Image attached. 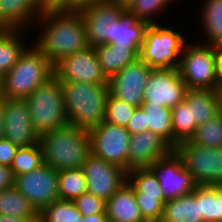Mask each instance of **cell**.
Wrapping results in <instances>:
<instances>
[{"label": "cell", "instance_id": "obj_23", "mask_svg": "<svg viewBox=\"0 0 222 222\" xmlns=\"http://www.w3.org/2000/svg\"><path fill=\"white\" fill-rule=\"evenodd\" d=\"M94 50L108 79L139 58L133 49L115 43L99 45L94 47Z\"/></svg>", "mask_w": 222, "mask_h": 222}, {"label": "cell", "instance_id": "obj_32", "mask_svg": "<svg viewBox=\"0 0 222 222\" xmlns=\"http://www.w3.org/2000/svg\"><path fill=\"white\" fill-rule=\"evenodd\" d=\"M43 222H81L83 215L71 200L57 199L39 212Z\"/></svg>", "mask_w": 222, "mask_h": 222}, {"label": "cell", "instance_id": "obj_1", "mask_svg": "<svg viewBox=\"0 0 222 222\" xmlns=\"http://www.w3.org/2000/svg\"><path fill=\"white\" fill-rule=\"evenodd\" d=\"M36 24L41 31L32 42L53 65L70 54L90 47L80 11L41 14Z\"/></svg>", "mask_w": 222, "mask_h": 222}, {"label": "cell", "instance_id": "obj_47", "mask_svg": "<svg viewBox=\"0 0 222 222\" xmlns=\"http://www.w3.org/2000/svg\"><path fill=\"white\" fill-rule=\"evenodd\" d=\"M0 222H29V220L20 216L0 214Z\"/></svg>", "mask_w": 222, "mask_h": 222}, {"label": "cell", "instance_id": "obj_27", "mask_svg": "<svg viewBox=\"0 0 222 222\" xmlns=\"http://www.w3.org/2000/svg\"><path fill=\"white\" fill-rule=\"evenodd\" d=\"M146 115L148 130L158 134L173 148V128L171 108L143 103L141 105Z\"/></svg>", "mask_w": 222, "mask_h": 222}, {"label": "cell", "instance_id": "obj_35", "mask_svg": "<svg viewBox=\"0 0 222 222\" xmlns=\"http://www.w3.org/2000/svg\"><path fill=\"white\" fill-rule=\"evenodd\" d=\"M172 3L171 0H134L127 9L134 14L139 21L146 22L148 25H155L160 24L158 23L157 15H161L165 10L167 11Z\"/></svg>", "mask_w": 222, "mask_h": 222}, {"label": "cell", "instance_id": "obj_52", "mask_svg": "<svg viewBox=\"0 0 222 222\" xmlns=\"http://www.w3.org/2000/svg\"><path fill=\"white\" fill-rule=\"evenodd\" d=\"M29 222H43L42 219L38 216L36 219L31 220Z\"/></svg>", "mask_w": 222, "mask_h": 222}, {"label": "cell", "instance_id": "obj_45", "mask_svg": "<svg viewBox=\"0 0 222 222\" xmlns=\"http://www.w3.org/2000/svg\"><path fill=\"white\" fill-rule=\"evenodd\" d=\"M111 0H74V11H81L87 7L99 3H107Z\"/></svg>", "mask_w": 222, "mask_h": 222}, {"label": "cell", "instance_id": "obj_22", "mask_svg": "<svg viewBox=\"0 0 222 222\" xmlns=\"http://www.w3.org/2000/svg\"><path fill=\"white\" fill-rule=\"evenodd\" d=\"M184 101L191 108L192 122L204 124L222 111V91L190 89Z\"/></svg>", "mask_w": 222, "mask_h": 222}, {"label": "cell", "instance_id": "obj_30", "mask_svg": "<svg viewBox=\"0 0 222 222\" xmlns=\"http://www.w3.org/2000/svg\"><path fill=\"white\" fill-rule=\"evenodd\" d=\"M192 194L199 200L202 220L222 222V195L215 186H197Z\"/></svg>", "mask_w": 222, "mask_h": 222}, {"label": "cell", "instance_id": "obj_29", "mask_svg": "<svg viewBox=\"0 0 222 222\" xmlns=\"http://www.w3.org/2000/svg\"><path fill=\"white\" fill-rule=\"evenodd\" d=\"M171 122L173 128V149L179 143L190 140L197 130V125L192 122L191 108L185 101L171 109Z\"/></svg>", "mask_w": 222, "mask_h": 222}, {"label": "cell", "instance_id": "obj_50", "mask_svg": "<svg viewBox=\"0 0 222 222\" xmlns=\"http://www.w3.org/2000/svg\"><path fill=\"white\" fill-rule=\"evenodd\" d=\"M3 99V96H2V77L0 76V100Z\"/></svg>", "mask_w": 222, "mask_h": 222}, {"label": "cell", "instance_id": "obj_49", "mask_svg": "<svg viewBox=\"0 0 222 222\" xmlns=\"http://www.w3.org/2000/svg\"><path fill=\"white\" fill-rule=\"evenodd\" d=\"M114 1L122 5L124 8H127L134 0H114Z\"/></svg>", "mask_w": 222, "mask_h": 222}, {"label": "cell", "instance_id": "obj_36", "mask_svg": "<svg viewBox=\"0 0 222 222\" xmlns=\"http://www.w3.org/2000/svg\"><path fill=\"white\" fill-rule=\"evenodd\" d=\"M127 181L134 192L150 196H163L160 183L150 168H136L127 172Z\"/></svg>", "mask_w": 222, "mask_h": 222}, {"label": "cell", "instance_id": "obj_7", "mask_svg": "<svg viewBox=\"0 0 222 222\" xmlns=\"http://www.w3.org/2000/svg\"><path fill=\"white\" fill-rule=\"evenodd\" d=\"M178 70L190 89L221 91L216 79L215 47L187 42L179 59Z\"/></svg>", "mask_w": 222, "mask_h": 222}, {"label": "cell", "instance_id": "obj_9", "mask_svg": "<svg viewBox=\"0 0 222 222\" xmlns=\"http://www.w3.org/2000/svg\"><path fill=\"white\" fill-rule=\"evenodd\" d=\"M149 168L160 183V190L166 201L190 194L198 186L175 149L154 161Z\"/></svg>", "mask_w": 222, "mask_h": 222}, {"label": "cell", "instance_id": "obj_41", "mask_svg": "<svg viewBox=\"0 0 222 222\" xmlns=\"http://www.w3.org/2000/svg\"><path fill=\"white\" fill-rule=\"evenodd\" d=\"M126 130L130 135L148 130V126H146V115L142 107H136L126 126Z\"/></svg>", "mask_w": 222, "mask_h": 222}, {"label": "cell", "instance_id": "obj_34", "mask_svg": "<svg viewBox=\"0 0 222 222\" xmlns=\"http://www.w3.org/2000/svg\"><path fill=\"white\" fill-rule=\"evenodd\" d=\"M44 164L43 153L39 143L28 147H20L14 156L10 168L14 176H19L36 170Z\"/></svg>", "mask_w": 222, "mask_h": 222}, {"label": "cell", "instance_id": "obj_8", "mask_svg": "<svg viewBox=\"0 0 222 222\" xmlns=\"http://www.w3.org/2000/svg\"><path fill=\"white\" fill-rule=\"evenodd\" d=\"M175 150L198 186L222 184V148L197 146L188 140Z\"/></svg>", "mask_w": 222, "mask_h": 222}, {"label": "cell", "instance_id": "obj_21", "mask_svg": "<svg viewBox=\"0 0 222 222\" xmlns=\"http://www.w3.org/2000/svg\"><path fill=\"white\" fill-rule=\"evenodd\" d=\"M106 213L109 222H146L128 181L106 201Z\"/></svg>", "mask_w": 222, "mask_h": 222}, {"label": "cell", "instance_id": "obj_16", "mask_svg": "<svg viewBox=\"0 0 222 222\" xmlns=\"http://www.w3.org/2000/svg\"><path fill=\"white\" fill-rule=\"evenodd\" d=\"M3 103L5 123L3 138L19 148L39 143V135L33 129L30 118L28 102L22 99L3 98Z\"/></svg>", "mask_w": 222, "mask_h": 222}, {"label": "cell", "instance_id": "obj_6", "mask_svg": "<svg viewBox=\"0 0 222 222\" xmlns=\"http://www.w3.org/2000/svg\"><path fill=\"white\" fill-rule=\"evenodd\" d=\"M181 32L161 24L149 25L140 47L139 59L152 69L178 68L184 45Z\"/></svg>", "mask_w": 222, "mask_h": 222}, {"label": "cell", "instance_id": "obj_26", "mask_svg": "<svg viewBox=\"0 0 222 222\" xmlns=\"http://www.w3.org/2000/svg\"><path fill=\"white\" fill-rule=\"evenodd\" d=\"M24 30L0 29V76L3 77L17 62L28 47L24 41ZM22 36V37H21Z\"/></svg>", "mask_w": 222, "mask_h": 222}, {"label": "cell", "instance_id": "obj_2", "mask_svg": "<svg viewBox=\"0 0 222 222\" xmlns=\"http://www.w3.org/2000/svg\"><path fill=\"white\" fill-rule=\"evenodd\" d=\"M44 163L56 171L82 168L91 155L87 130L71 124L39 136Z\"/></svg>", "mask_w": 222, "mask_h": 222}, {"label": "cell", "instance_id": "obj_38", "mask_svg": "<svg viewBox=\"0 0 222 222\" xmlns=\"http://www.w3.org/2000/svg\"><path fill=\"white\" fill-rule=\"evenodd\" d=\"M136 203L146 222H160L166 200L163 196H150L142 192H134Z\"/></svg>", "mask_w": 222, "mask_h": 222}, {"label": "cell", "instance_id": "obj_19", "mask_svg": "<svg viewBox=\"0 0 222 222\" xmlns=\"http://www.w3.org/2000/svg\"><path fill=\"white\" fill-rule=\"evenodd\" d=\"M39 16L37 0H0L2 30H24L27 33L36 26Z\"/></svg>", "mask_w": 222, "mask_h": 222}, {"label": "cell", "instance_id": "obj_43", "mask_svg": "<svg viewBox=\"0 0 222 222\" xmlns=\"http://www.w3.org/2000/svg\"><path fill=\"white\" fill-rule=\"evenodd\" d=\"M15 187V176L9 166L0 164V192Z\"/></svg>", "mask_w": 222, "mask_h": 222}, {"label": "cell", "instance_id": "obj_46", "mask_svg": "<svg viewBox=\"0 0 222 222\" xmlns=\"http://www.w3.org/2000/svg\"><path fill=\"white\" fill-rule=\"evenodd\" d=\"M81 222H109V218L107 217V213H99L83 216Z\"/></svg>", "mask_w": 222, "mask_h": 222}, {"label": "cell", "instance_id": "obj_51", "mask_svg": "<svg viewBox=\"0 0 222 222\" xmlns=\"http://www.w3.org/2000/svg\"><path fill=\"white\" fill-rule=\"evenodd\" d=\"M217 188L218 192L222 195V184L215 185Z\"/></svg>", "mask_w": 222, "mask_h": 222}, {"label": "cell", "instance_id": "obj_25", "mask_svg": "<svg viewBox=\"0 0 222 222\" xmlns=\"http://www.w3.org/2000/svg\"><path fill=\"white\" fill-rule=\"evenodd\" d=\"M201 6V26L204 32V45L222 46V0H205Z\"/></svg>", "mask_w": 222, "mask_h": 222}, {"label": "cell", "instance_id": "obj_5", "mask_svg": "<svg viewBox=\"0 0 222 222\" xmlns=\"http://www.w3.org/2000/svg\"><path fill=\"white\" fill-rule=\"evenodd\" d=\"M33 129L40 136L68 122L61 82L53 76L26 99Z\"/></svg>", "mask_w": 222, "mask_h": 222}, {"label": "cell", "instance_id": "obj_17", "mask_svg": "<svg viewBox=\"0 0 222 222\" xmlns=\"http://www.w3.org/2000/svg\"><path fill=\"white\" fill-rule=\"evenodd\" d=\"M125 8L111 0L107 3H99L80 11L87 40L90 47L110 44L111 22L118 20L120 13Z\"/></svg>", "mask_w": 222, "mask_h": 222}, {"label": "cell", "instance_id": "obj_4", "mask_svg": "<svg viewBox=\"0 0 222 222\" xmlns=\"http://www.w3.org/2000/svg\"><path fill=\"white\" fill-rule=\"evenodd\" d=\"M54 76V65L34 45L28 46L15 65L2 77V96L26 100Z\"/></svg>", "mask_w": 222, "mask_h": 222}, {"label": "cell", "instance_id": "obj_11", "mask_svg": "<svg viewBox=\"0 0 222 222\" xmlns=\"http://www.w3.org/2000/svg\"><path fill=\"white\" fill-rule=\"evenodd\" d=\"M15 188L40 212L59 199L58 171L44 163L36 170L15 176Z\"/></svg>", "mask_w": 222, "mask_h": 222}, {"label": "cell", "instance_id": "obj_15", "mask_svg": "<svg viewBox=\"0 0 222 222\" xmlns=\"http://www.w3.org/2000/svg\"><path fill=\"white\" fill-rule=\"evenodd\" d=\"M151 71L152 68L138 58L108 79L109 93L130 105L141 107Z\"/></svg>", "mask_w": 222, "mask_h": 222}, {"label": "cell", "instance_id": "obj_10", "mask_svg": "<svg viewBox=\"0 0 222 222\" xmlns=\"http://www.w3.org/2000/svg\"><path fill=\"white\" fill-rule=\"evenodd\" d=\"M91 154L127 171L130 134L126 127L103 121L88 131Z\"/></svg>", "mask_w": 222, "mask_h": 222}, {"label": "cell", "instance_id": "obj_33", "mask_svg": "<svg viewBox=\"0 0 222 222\" xmlns=\"http://www.w3.org/2000/svg\"><path fill=\"white\" fill-rule=\"evenodd\" d=\"M190 141L197 146L222 148V111L199 125Z\"/></svg>", "mask_w": 222, "mask_h": 222}, {"label": "cell", "instance_id": "obj_18", "mask_svg": "<svg viewBox=\"0 0 222 222\" xmlns=\"http://www.w3.org/2000/svg\"><path fill=\"white\" fill-rule=\"evenodd\" d=\"M173 148L158 134L146 130L131 134L127 155V172L136 168H149L150 165L165 156Z\"/></svg>", "mask_w": 222, "mask_h": 222}, {"label": "cell", "instance_id": "obj_40", "mask_svg": "<svg viewBox=\"0 0 222 222\" xmlns=\"http://www.w3.org/2000/svg\"><path fill=\"white\" fill-rule=\"evenodd\" d=\"M39 14L74 11V0H37Z\"/></svg>", "mask_w": 222, "mask_h": 222}, {"label": "cell", "instance_id": "obj_13", "mask_svg": "<svg viewBox=\"0 0 222 222\" xmlns=\"http://www.w3.org/2000/svg\"><path fill=\"white\" fill-rule=\"evenodd\" d=\"M187 89L178 68L152 69L144 89L143 103L172 109L184 101Z\"/></svg>", "mask_w": 222, "mask_h": 222}, {"label": "cell", "instance_id": "obj_12", "mask_svg": "<svg viewBox=\"0 0 222 222\" xmlns=\"http://www.w3.org/2000/svg\"><path fill=\"white\" fill-rule=\"evenodd\" d=\"M54 76L60 82L108 84L93 47L62 58L54 65Z\"/></svg>", "mask_w": 222, "mask_h": 222}, {"label": "cell", "instance_id": "obj_48", "mask_svg": "<svg viewBox=\"0 0 222 222\" xmlns=\"http://www.w3.org/2000/svg\"><path fill=\"white\" fill-rule=\"evenodd\" d=\"M4 103L3 99L0 100V139L3 138L4 135Z\"/></svg>", "mask_w": 222, "mask_h": 222}, {"label": "cell", "instance_id": "obj_31", "mask_svg": "<svg viewBox=\"0 0 222 222\" xmlns=\"http://www.w3.org/2000/svg\"><path fill=\"white\" fill-rule=\"evenodd\" d=\"M87 190L82 168L67 169L58 172L59 199L71 200L79 197Z\"/></svg>", "mask_w": 222, "mask_h": 222}, {"label": "cell", "instance_id": "obj_14", "mask_svg": "<svg viewBox=\"0 0 222 222\" xmlns=\"http://www.w3.org/2000/svg\"><path fill=\"white\" fill-rule=\"evenodd\" d=\"M82 170L87 184L86 192L105 201L127 182L126 170L92 154L86 159Z\"/></svg>", "mask_w": 222, "mask_h": 222}, {"label": "cell", "instance_id": "obj_3", "mask_svg": "<svg viewBox=\"0 0 222 222\" xmlns=\"http://www.w3.org/2000/svg\"><path fill=\"white\" fill-rule=\"evenodd\" d=\"M68 122L91 130L104 121L108 84L61 82Z\"/></svg>", "mask_w": 222, "mask_h": 222}, {"label": "cell", "instance_id": "obj_39", "mask_svg": "<svg viewBox=\"0 0 222 222\" xmlns=\"http://www.w3.org/2000/svg\"><path fill=\"white\" fill-rule=\"evenodd\" d=\"M73 202L83 216L106 213V201L91 193L85 192Z\"/></svg>", "mask_w": 222, "mask_h": 222}, {"label": "cell", "instance_id": "obj_20", "mask_svg": "<svg viewBox=\"0 0 222 222\" xmlns=\"http://www.w3.org/2000/svg\"><path fill=\"white\" fill-rule=\"evenodd\" d=\"M148 27L146 22L139 21L134 14L125 8L120 13L118 20L111 22L110 43L125 45L139 55Z\"/></svg>", "mask_w": 222, "mask_h": 222}, {"label": "cell", "instance_id": "obj_24", "mask_svg": "<svg viewBox=\"0 0 222 222\" xmlns=\"http://www.w3.org/2000/svg\"><path fill=\"white\" fill-rule=\"evenodd\" d=\"M199 200L192 194L166 201L160 222H201Z\"/></svg>", "mask_w": 222, "mask_h": 222}, {"label": "cell", "instance_id": "obj_42", "mask_svg": "<svg viewBox=\"0 0 222 222\" xmlns=\"http://www.w3.org/2000/svg\"><path fill=\"white\" fill-rule=\"evenodd\" d=\"M19 149L18 146L11 143L6 138L0 139V164L11 166L14 156L16 155L17 150Z\"/></svg>", "mask_w": 222, "mask_h": 222}, {"label": "cell", "instance_id": "obj_28", "mask_svg": "<svg viewBox=\"0 0 222 222\" xmlns=\"http://www.w3.org/2000/svg\"><path fill=\"white\" fill-rule=\"evenodd\" d=\"M0 214L36 219L39 212L15 187L0 192Z\"/></svg>", "mask_w": 222, "mask_h": 222}, {"label": "cell", "instance_id": "obj_44", "mask_svg": "<svg viewBox=\"0 0 222 222\" xmlns=\"http://www.w3.org/2000/svg\"><path fill=\"white\" fill-rule=\"evenodd\" d=\"M215 69L217 85L222 91V46L215 47Z\"/></svg>", "mask_w": 222, "mask_h": 222}, {"label": "cell", "instance_id": "obj_37", "mask_svg": "<svg viewBox=\"0 0 222 222\" xmlns=\"http://www.w3.org/2000/svg\"><path fill=\"white\" fill-rule=\"evenodd\" d=\"M135 109V106L130 105L109 93L105 106L104 121L117 126L126 127Z\"/></svg>", "mask_w": 222, "mask_h": 222}, {"label": "cell", "instance_id": "obj_53", "mask_svg": "<svg viewBox=\"0 0 222 222\" xmlns=\"http://www.w3.org/2000/svg\"><path fill=\"white\" fill-rule=\"evenodd\" d=\"M201 222H218V221H212V220H203Z\"/></svg>", "mask_w": 222, "mask_h": 222}]
</instances>
